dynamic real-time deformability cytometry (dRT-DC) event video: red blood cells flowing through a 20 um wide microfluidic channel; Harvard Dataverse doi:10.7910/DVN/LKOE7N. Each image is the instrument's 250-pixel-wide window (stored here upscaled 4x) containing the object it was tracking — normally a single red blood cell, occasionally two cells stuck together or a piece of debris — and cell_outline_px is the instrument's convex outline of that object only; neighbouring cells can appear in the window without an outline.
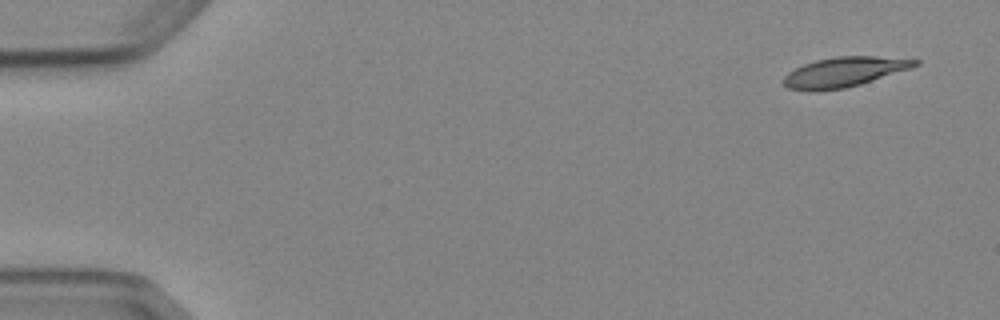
{"species": "Egyptian fruit bat (a non-hibernating species)", "species_latin": "Rousettus aegyptiacus", "temperature_condition": "cold", "stored_images_in_passage": 4, "camera_frame_rate_fps": 3000, "um_per_image_px": 0.085, "animal": {"sex": "female"}, "frame": {"image": 1, "passage_image": 1, "time_ms": 0.0, "image_size_px": [1000, 320], "cell_outline_px": [[920, 64], [912, 68], [860, 84], [844, 88], [816, 92], [808, 92], [788, 88], [784, 84], [784, 76], [788, 72], [804, 64], [816, 60], [836, 56], [876, 56], [920, 60]], "centroid_in_image_um": [71.74, 6.13], "position_along_channel_um": 13.3, "area_um2": 22.95}}
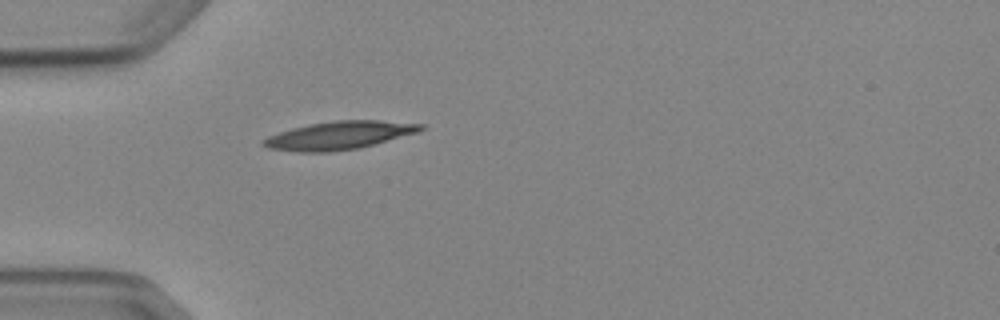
{"frame": {"image": 2, "passage_image": 4, "time_ms": 4.333, "image_size_px": [1000, 320], "cell_outline_px": [[424, 128], [420, 132], [376, 144], [360, 148], [328, 152], [296, 152], [268, 148], [260, 144], [260, 140], [268, 136], [292, 128], [308, 124], [336, 120], [380, 120], [424, 124]], "centroid_in_image_um": [28.83, 11.51], "position_along_channel_um": 56.2, "area_um2": 26.07}}